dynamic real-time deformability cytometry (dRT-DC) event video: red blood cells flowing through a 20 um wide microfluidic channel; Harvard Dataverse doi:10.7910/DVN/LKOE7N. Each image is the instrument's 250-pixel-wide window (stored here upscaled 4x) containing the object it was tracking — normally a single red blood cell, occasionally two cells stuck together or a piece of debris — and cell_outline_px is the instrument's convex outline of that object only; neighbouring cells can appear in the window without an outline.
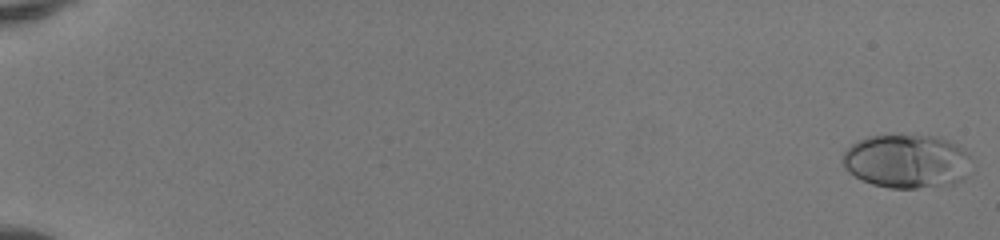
{"species": "human", "species_latin": "Homo sapiens", "temperature_condition": "room temperature", "stored_images_in_passage": 52, "camera_frame_rate_fps": 3000, "um_per_image_px": 0.085, "donor": {"sex": "female"}, "frame": {"image": 1, "passage_image": 1, "time_ms": 0.0, "image_size_px": [1000, 240], "cell_outline_px": [[968, 156], [964, 180], [952, 184], [916, 188], [888, 188], [872, 184], [848, 172], [844, 168], [844, 152], [852, 144], [868, 136], [936, 136], [948, 140], [964, 148]], "centroid_in_image_um": [77.06, 13.71], "position_along_channel_um": 7.9, "area_um2": 39.77}}
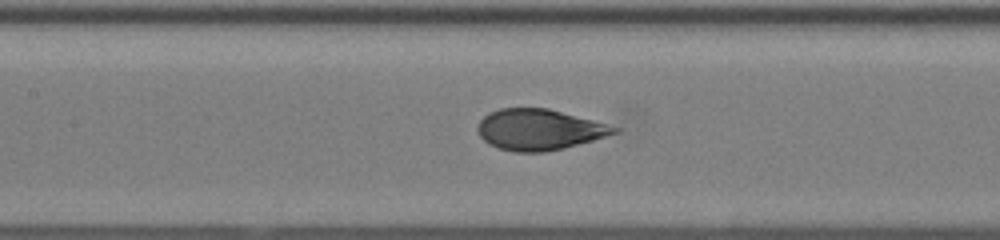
{"frame": {"image": 2, "passage_image": 27, "time_ms": 8.667, "image_size_px": [1000, 240], "cell_outline_px": [[620, 132], [564, 148], [544, 152], [516, 152], [500, 148], [488, 144], [480, 136], [476, 128], [480, 120], [488, 112], [500, 108], [548, 108], [592, 120], [620, 128]], "centroid_in_image_um": [45.8, 11.01], "position_along_channel_um": 161.6, "area_um2": 32.37}}
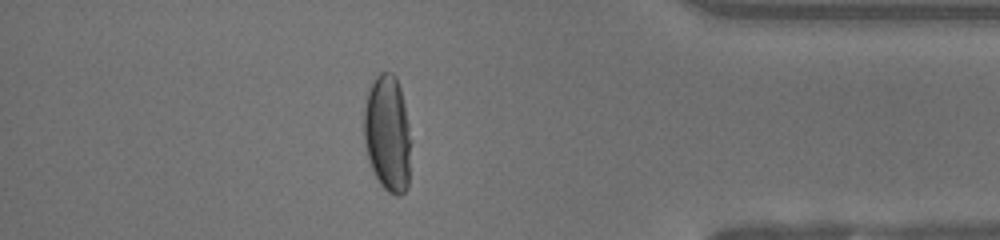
{"frame": {"image": 3, "passage_image": 46, "time_ms": 15.0, "image_size_px": [1000, 240], "cell_outline_px": [[412, 140], [408, 188], [400, 196], [396, 196], [388, 192], [380, 184], [368, 160], [364, 144], [364, 108], [368, 92], [376, 76], [380, 72], [392, 72], [396, 76], [400, 88], [404, 104]], "centroid_in_image_um": [32.96, 11.39], "position_along_channel_um": 402.2, "area_um2": 32.43}, "authors_computed_cell_mechanics": {"area_um2": 33.3506, "velocity_mm_per_s": 4.1678, "shape_relaxation_time_tau1_ms": 3.6005, "shape_relaxation_time_tau2_ms": null, "deformation_change_tau1": 0.1947, "deformation_change_tau2": null}}